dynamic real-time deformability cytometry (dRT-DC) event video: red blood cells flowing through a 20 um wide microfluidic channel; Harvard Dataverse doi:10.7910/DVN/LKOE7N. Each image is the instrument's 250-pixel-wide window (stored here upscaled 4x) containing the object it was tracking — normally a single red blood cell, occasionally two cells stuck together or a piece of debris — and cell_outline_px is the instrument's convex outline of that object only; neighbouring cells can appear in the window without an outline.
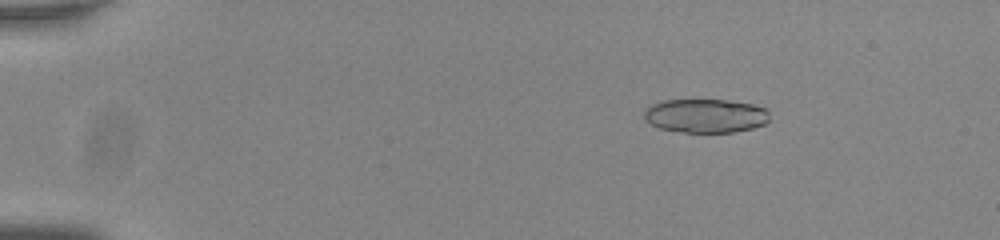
{"species": "common noctule bat (a hibernating species)", "species_latin": "Nyctalus noctula", "temperature_condition": "room temperature", "stored_images_in_passage": 55, "segment_of_instrument_passage": [1, 2], "camera_frame_rate_fps": 3000, "um_per_image_px": 0.085, "animal": {"sex": "male", "body_mass_g": 20.0, "forearm_length_mm": 53.3}, "frame": {"image": 1, "passage_image": 9, "time_ms": 2.667, "image_size_px": [1000, 240], "cell_outline_px": [[768, 120], [764, 124], [752, 128], [736, 132], [684, 132], [660, 128], [644, 120], [644, 112], [652, 104], [664, 100], [728, 100], [752, 104], [768, 108]], "centroid_in_image_um": [59.99, 9.84], "position_along_channel_um": 25.0, "area_um2": 24.68}}